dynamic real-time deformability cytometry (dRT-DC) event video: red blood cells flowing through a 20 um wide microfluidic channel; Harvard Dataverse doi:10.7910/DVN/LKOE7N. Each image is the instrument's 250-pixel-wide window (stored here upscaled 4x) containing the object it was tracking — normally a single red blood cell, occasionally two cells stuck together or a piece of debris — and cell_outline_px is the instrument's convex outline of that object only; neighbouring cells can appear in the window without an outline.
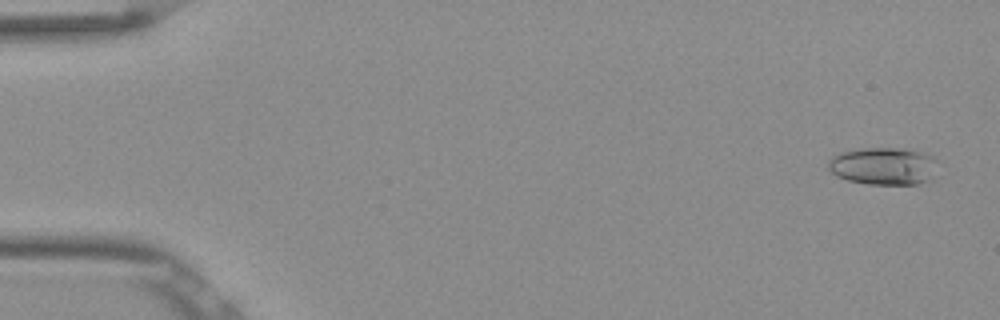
{"species": "Egyptian fruit bat (a non-hibernating species)", "species_latin": "Rousettus aegyptiacus", "temperature_condition": "room temperature", "stored_images_in_passage": 53, "camera_frame_rate_fps": 3000, "um_per_image_px": 0.085, "frame": {"image": 1, "passage_image": 2, "time_ms": 0.333, "image_size_px": [1000, 320], "cell_outline_px": [[936, 160], [928, 180], [916, 184], [868, 184], [848, 180], [836, 176], [828, 168], [828, 160], [832, 156], [840, 152], [856, 148], [912, 148], [928, 152]], "centroid_in_image_um": [75.05, 14.08], "position_along_channel_um": 10.0, "area_um2": 24.04}}
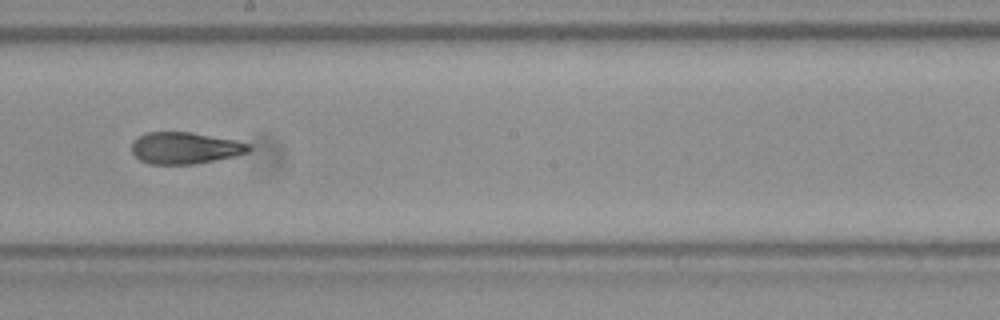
{"frame": {"image": 2, "passage_image": 30, "time_ms": 9.667, "image_size_px": [1000, 320], "cell_outline_px": [[252, 148], [248, 152], [236, 156], [196, 164], [148, 164], [140, 160], [132, 152], [132, 140], [148, 132], [192, 132], [236, 140], [248, 144]], "centroid_in_image_um": [15.73, 12.58], "position_along_channel_um": 232.5, "area_um2": 21.73}}
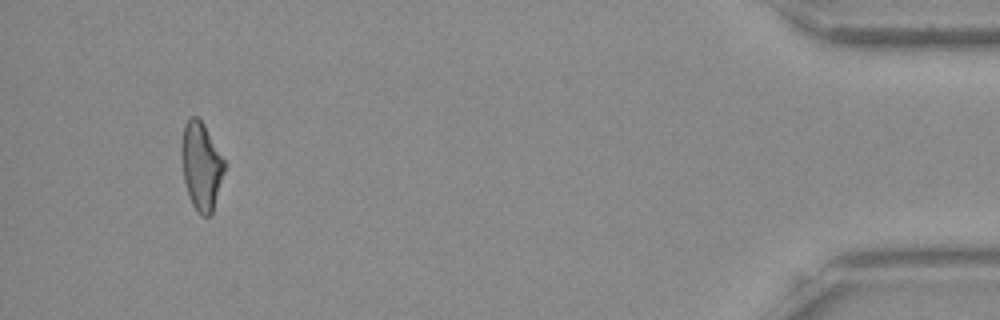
{"frame": {"image": 3, "passage_image": 50, "time_ms": 16.333, "image_size_px": [1000, 320], "cell_outline_px": [[224, 172], [212, 212], [208, 216], [200, 216], [192, 204], [188, 196], [184, 180], [180, 156], [180, 144], [184, 124], [192, 116], [196, 116], [204, 124], [224, 160]], "centroid_in_image_um": [17.06, 14.1], "position_along_channel_um": 418.1, "area_um2": 21.91}, "authors_computed_cell_mechanics": {"area_um2": 21.9062, "velocity_mm_per_s": 3.85, "shape_relaxation_time_tau1_ms": null, "shape_relaxation_time_tau2_ms": 3.3637, "deformation_change_tau1": null, "deformation_change_tau2": 0.1168}}